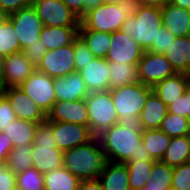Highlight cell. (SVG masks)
I'll use <instances>...</instances> for the list:
<instances>
[{
	"instance_id": "1",
	"label": "cell",
	"mask_w": 190,
	"mask_h": 190,
	"mask_svg": "<svg viewBox=\"0 0 190 190\" xmlns=\"http://www.w3.org/2000/svg\"><path fill=\"white\" fill-rule=\"evenodd\" d=\"M106 160L124 163L129 157H136L142 141V129L138 125L117 122L97 136Z\"/></svg>"
},
{
	"instance_id": "2",
	"label": "cell",
	"mask_w": 190,
	"mask_h": 190,
	"mask_svg": "<svg viewBox=\"0 0 190 190\" xmlns=\"http://www.w3.org/2000/svg\"><path fill=\"white\" fill-rule=\"evenodd\" d=\"M106 162L97 137H93L85 144L63 151V166L80 181L98 179Z\"/></svg>"
},
{
	"instance_id": "3",
	"label": "cell",
	"mask_w": 190,
	"mask_h": 190,
	"mask_svg": "<svg viewBox=\"0 0 190 190\" xmlns=\"http://www.w3.org/2000/svg\"><path fill=\"white\" fill-rule=\"evenodd\" d=\"M163 26L161 8L133 5L131 15L121 31L137 42L144 51L156 45V36Z\"/></svg>"
},
{
	"instance_id": "4",
	"label": "cell",
	"mask_w": 190,
	"mask_h": 190,
	"mask_svg": "<svg viewBox=\"0 0 190 190\" xmlns=\"http://www.w3.org/2000/svg\"><path fill=\"white\" fill-rule=\"evenodd\" d=\"M109 91L119 122L126 125H138L139 115L152 87L136 82Z\"/></svg>"
},
{
	"instance_id": "5",
	"label": "cell",
	"mask_w": 190,
	"mask_h": 190,
	"mask_svg": "<svg viewBox=\"0 0 190 190\" xmlns=\"http://www.w3.org/2000/svg\"><path fill=\"white\" fill-rule=\"evenodd\" d=\"M52 124H37L32 150V167L44 174L63 166V151L53 138Z\"/></svg>"
},
{
	"instance_id": "6",
	"label": "cell",
	"mask_w": 190,
	"mask_h": 190,
	"mask_svg": "<svg viewBox=\"0 0 190 190\" xmlns=\"http://www.w3.org/2000/svg\"><path fill=\"white\" fill-rule=\"evenodd\" d=\"M133 5V2L116 5L100 4L80 18L79 29L108 33L120 31L126 19L131 15Z\"/></svg>"
},
{
	"instance_id": "7",
	"label": "cell",
	"mask_w": 190,
	"mask_h": 190,
	"mask_svg": "<svg viewBox=\"0 0 190 190\" xmlns=\"http://www.w3.org/2000/svg\"><path fill=\"white\" fill-rule=\"evenodd\" d=\"M85 101L88 127L94 137L119 122L109 90L90 92Z\"/></svg>"
},
{
	"instance_id": "8",
	"label": "cell",
	"mask_w": 190,
	"mask_h": 190,
	"mask_svg": "<svg viewBox=\"0 0 190 190\" xmlns=\"http://www.w3.org/2000/svg\"><path fill=\"white\" fill-rule=\"evenodd\" d=\"M31 5L43 26L79 27L80 19L61 0H33Z\"/></svg>"
},
{
	"instance_id": "9",
	"label": "cell",
	"mask_w": 190,
	"mask_h": 190,
	"mask_svg": "<svg viewBox=\"0 0 190 190\" xmlns=\"http://www.w3.org/2000/svg\"><path fill=\"white\" fill-rule=\"evenodd\" d=\"M7 19L13 24L22 51L38 42L43 24L32 5L8 15Z\"/></svg>"
},
{
	"instance_id": "10",
	"label": "cell",
	"mask_w": 190,
	"mask_h": 190,
	"mask_svg": "<svg viewBox=\"0 0 190 190\" xmlns=\"http://www.w3.org/2000/svg\"><path fill=\"white\" fill-rule=\"evenodd\" d=\"M19 88L41 107L46 114L56 102L54 78L38 70H35Z\"/></svg>"
},
{
	"instance_id": "11",
	"label": "cell",
	"mask_w": 190,
	"mask_h": 190,
	"mask_svg": "<svg viewBox=\"0 0 190 190\" xmlns=\"http://www.w3.org/2000/svg\"><path fill=\"white\" fill-rule=\"evenodd\" d=\"M175 74L164 54L144 51L138 62V80L150 87Z\"/></svg>"
},
{
	"instance_id": "12",
	"label": "cell",
	"mask_w": 190,
	"mask_h": 190,
	"mask_svg": "<svg viewBox=\"0 0 190 190\" xmlns=\"http://www.w3.org/2000/svg\"><path fill=\"white\" fill-rule=\"evenodd\" d=\"M36 70L51 78L64 77L75 72L74 42L56 50H47Z\"/></svg>"
},
{
	"instance_id": "13",
	"label": "cell",
	"mask_w": 190,
	"mask_h": 190,
	"mask_svg": "<svg viewBox=\"0 0 190 190\" xmlns=\"http://www.w3.org/2000/svg\"><path fill=\"white\" fill-rule=\"evenodd\" d=\"M143 53L140 45L120 30L112 33L106 60L109 63L138 65Z\"/></svg>"
},
{
	"instance_id": "14",
	"label": "cell",
	"mask_w": 190,
	"mask_h": 190,
	"mask_svg": "<svg viewBox=\"0 0 190 190\" xmlns=\"http://www.w3.org/2000/svg\"><path fill=\"white\" fill-rule=\"evenodd\" d=\"M49 122L52 124L53 138L57 143V147L62 151L85 144L94 137L88 125L61 121Z\"/></svg>"
},
{
	"instance_id": "15",
	"label": "cell",
	"mask_w": 190,
	"mask_h": 190,
	"mask_svg": "<svg viewBox=\"0 0 190 190\" xmlns=\"http://www.w3.org/2000/svg\"><path fill=\"white\" fill-rule=\"evenodd\" d=\"M3 95L8 99L17 119L35 123L47 120V114L19 87L3 89Z\"/></svg>"
},
{
	"instance_id": "16",
	"label": "cell",
	"mask_w": 190,
	"mask_h": 190,
	"mask_svg": "<svg viewBox=\"0 0 190 190\" xmlns=\"http://www.w3.org/2000/svg\"><path fill=\"white\" fill-rule=\"evenodd\" d=\"M35 70L22 51L6 56L3 89L19 87Z\"/></svg>"
},
{
	"instance_id": "17",
	"label": "cell",
	"mask_w": 190,
	"mask_h": 190,
	"mask_svg": "<svg viewBox=\"0 0 190 190\" xmlns=\"http://www.w3.org/2000/svg\"><path fill=\"white\" fill-rule=\"evenodd\" d=\"M47 121L88 125V111L85 99L56 101L51 110L47 113Z\"/></svg>"
},
{
	"instance_id": "18",
	"label": "cell",
	"mask_w": 190,
	"mask_h": 190,
	"mask_svg": "<svg viewBox=\"0 0 190 190\" xmlns=\"http://www.w3.org/2000/svg\"><path fill=\"white\" fill-rule=\"evenodd\" d=\"M56 101H74L85 99L90 93L79 72L54 78Z\"/></svg>"
},
{
	"instance_id": "19",
	"label": "cell",
	"mask_w": 190,
	"mask_h": 190,
	"mask_svg": "<svg viewBox=\"0 0 190 190\" xmlns=\"http://www.w3.org/2000/svg\"><path fill=\"white\" fill-rule=\"evenodd\" d=\"M110 65L106 58H95L79 71L89 92L109 90Z\"/></svg>"
},
{
	"instance_id": "20",
	"label": "cell",
	"mask_w": 190,
	"mask_h": 190,
	"mask_svg": "<svg viewBox=\"0 0 190 190\" xmlns=\"http://www.w3.org/2000/svg\"><path fill=\"white\" fill-rule=\"evenodd\" d=\"M161 14L163 26L176 37L190 36V10L166 3Z\"/></svg>"
},
{
	"instance_id": "21",
	"label": "cell",
	"mask_w": 190,
	"mask_h": 190,
	"mask_svg": "<svg viewBox=\"0 0 190 190\" xmlns=\"http://www.w3.org/2000/svg\"><path fill=\"white\" fill-rule=\"evenodd\" d=\"M167 112V105L154 91H151L146 99L144 108L139 115L138 126L142 130L159 129Z\"/></svg>"
},
{
	"instance_id": "22",
	"label": "cell",
	"mask_w": 190,
	"mask_h": 190,
	"mask_svg": "<svg viewBox=\"0 0 190 190\" xmlns=\"http://www.w3.org/2000/svg\"><path fill=\"white\" fill-rule=\"evenodd\" d=\"M190 84V75L176 73L175 75L161 80L152 87V91L167 105L174 103L181 97Z\"/></svg>"
},
{
	"instance_id": "23",
	"label": "cell",
	"mask_w": 190,
	"mask_h": 190,
	"mask_svg": "<svg viewBox=\"0 0 190 190\" xmlns=\"http://www.w3.org/2000/svg\"><path fill=\"white\" fill-rule=\"evenodd\" d=\"M164 56L176 73L190 75V36L176 37Z\"/></svg>"
},
{
	"instance_id": "24",
	"label": "cell",
	"mask_w": 190,
	"mask_h": 190,
	"mask_svg": "<svg viewBox=\"0 0 190 190\" xmlns=\"http://www.w3.org/2000/svg\"><path fill=\"white\" fill-rule=\"evenodd\" d=\"M98 179L103 190H130L129 174L124 163L107 161Z\"/></svg>"
},
{
	"instance_id": "25",
	"label": "cell",
	"mask_w": 190,
	"mask_h": 190,
	"mask_svg": "<svg viewBox=\"0 0 190 190\" xmlns=\"http://www.w3.org/2000/svg\"><path fill=\"white\" fill-rule=\"evenodd\" d=\"M79 27L43 26L39 40L47 50H56L74 42L78 36Z\"/></svg>"
},
{
	"instance_id": "26",
	"label": "cell",
	"mask_w": 190,
	"mask_h": 190,
	"mask_svg": "<svg viewBox=\"0 0 190 190\" xmlns=\"http://www.w3.org/2000/svg\"><path fill=\"white\" fill-rule=\"evenodd\" d=\"M170 139L171 137L160 129L142 130L141 142L144 145V149L148 151L149 156L155 161L162 160Z\"/></svg>"
},
{
	"instance_id": "27",
	"label": "cell",
	"mask_w": 190,
	"mask_h": 190,
	"mask_svg": "<svg viewBox=\"0 0 190 190\" xmlns=\"http://www.w3.org/2000/svg\"><path fill=\"white\" fill-rule=\"evenodd\" d=\"M45 190H78L80 180L66 167L44 173Z\"/></svg>"
},
{
	"instance_id": "28",
	"label": "cell",
	"mask_w": 190,
	"mask_h": 190,
	"mask_svg": "<svg viewBox=\"0 0 190 190\" xmlns=\"http://www.w3.org/2000/svg\"><path fill=\"white\" fill-rule=\"evenodd\" d=\"M161 161L173 168L189 162L190 144L187 136L171 138Z\"/></svg>"
},
{
	"instance_id": "29",
	"label": "cell",
	"mask_w": 190,
	"mask_h": 190,
	"mask_svg": "<svg viewBox=\"0 0 190 190\" xmlns=\"http://www.w3.org/2000/svg\"><path fill=\"white\" fill-rule=\"evenodd\" d=\"M38 123L16 119L4 131L9 136L13 147L31 144L34 142L36 126Z\"/></svg>"
},
{
	"instance_id": "30",
	"label": "cell",
	"mask_w": 190,
	"mask_h": 190,
	"mask_svg": "<svg viewBox=\"0 0 190 190\" xmlns=\"http://www.w3.org/2000/svg\"><path fill=\"white\" fill-rule=\"evenodd\" d=\"M78 35L85 41L90 52L96 58H106L112 39V33L79 29Z\"/></svg>"
},
{
	"instance_id": "31",
	"label": "cell",
	"mask_w": 190,
	"mask_h": 190,
	"mask_svg": "<svg viewBox=\"0 0 190 190\" xmlns=\"http://www.w3.org/2000/svg\"><path fill=\"white\" fill-rule=\"evenodd\" d=\"M109 65V90L139 82L138 65L122 64L117 62L109 63Z\"/></svg>"
},
{
	"instance_id": "32",
	"label": "cell",
	"mask_w": 190,
	"mask_h": 190,
	"mask_svg": "<svg viewBox=\"0 0 190 190\" xmlns=\"http://www.w3.org/2000/svg\"><path fill=\"white\" fill-rule=\"evenodd\" d=\"M153 163L154 161L137 160H126L124 162L129 174L130 190H141L145 187L151 176Z\"/></svg>"
},
{
	"instance_id": "33",
	"label": "cell",
	"mask_w": 190,
	"mask_h": 190,
	"mask_svg": "<svg viewBox=\"0 0 190 190\" xmlns=\"http://www.w3.org/2000/svg\"><path fill=\"white\" fill-rule=\"evenodd\" d=\"M32 150L33 143L13 147L4 163L5 167L15 174L32 167Z\"/></svg>"
},
{
	"instance_id": "34",
	"label": "cell",
	"mask_w": 190,
	"mask_h": 190,
	"mask_svg": "<svg viewBox=\"0 0 190 190\" xmlns=\"http://www.w3.org/2000/svg\"><path fill=\"white\" fill-rule=\"evenodd\" d=\"M173 167L161 160L154 161L149 181L145 184L148 190H171Z\"/></svg>"
},
{
	"instance_id": "35",
	"label": "cell",
	"mask_w": 190,
	"mask_h": 190,
	"mask_svg": "<svg viewBox=\"0 0 190 190\" xmlns=\"http://www.w3.org/2000/svg\"><path fill=\"white\" fill-rule=\"evenodd\" d=\"M159 129L171 138L187 136L190 130V121L186 117L167 112Z\"/></svg>"
},
{
	"instance_id": "36",
	"label": "cell",
	"mask_w": 190,
	"mask_h": 190,
	"mask_svg": "<svg viewBox=\"0 0 190 190\" xmlns=\"http://www.w3.org/2000/svg\"><path fill=\"white\" fill-rule=\"evenodd\" d=\"M22 51L13 24L7 19L0 24V54L8 56Z\"/></svg>"
},
{
	"instance_id": "37",
	"label": "cell",
	"mask_w": 190,
	"mask_h": 190,
	"mask_svg": "<svg viewBox=\"0 0 190 190\" xmlns=\"http://www.w3.org/2000/svg\"><path fill=\"white\" fill-rule=\"evenodd\" d=\"M16 190H45L43 174L33 167L16 174Z\"/></svg>"
},
{
	"instance_id": "38",
	"label": "cell",
	"mask_w": 190,
	"mask_h": 190,
	"mask_svg": "<svg viewBox=\"0 0 190 190\" xmlns=\"http://www.w3.org/2000/svg\"><path fill=\"white\" fill-rule=\"evenodd\" d=\"M74 54L76 72L84 69L87 63L92 62L96 58L79 35L74 39Z\"/></svg>"
},
{
	"instance_id": "39",
	"label": "cell",
	"mask_w": 190,
	"mask_h": 190,
	"mask_svg": "<svg viewBox=\"0 0 190 190\" xmlns=\"http://www.w3.org/2000/svg\"><path fill=\"white\" fill-rule=\"evenodd\" d=\"M171 190H190V161L173 168Z\"/></svg>"
},
{
	"instance_id": "40",
	"label": "cell",
	"mask_w": 190,
	"mask_h": 190,
	"mask_svg": "<svg viewBox=\"0 0 190 190\" xmlns=\"http://www.w3.org/2000/svg\"><path fill=\"white\" fill-rule=\"evenodd\" d=\"M169 113L186 117L190 121V84L183 95L167 107Z\"/></svg>"
},
{
	"instance_id": "41",
	"label": "cell",
	"mask_w": 190,
	"mask_h": 190,
	"mask_svg": "<svg viewBox=\"0 0 190 190\" xmlns=\"http://www.w3.org/2000/svg\"><path fill=\"white\" fill-rule=\"evenodd\" d=\"M175 38L176 36L171 31L162 26L156 36V45H152L149 51L164 54Z\"/></svg>"
},
{
	"instance_id": "42",
	"label": "cell",
	"mask_w": 190,
	"mask_h": 190,
	"mask_svg": "<svg viewBox=\"0 0 190 190\" xmlns=\"http://www.w3.org/2000/svg\"><path fill=\"white\" fill-rule=\"evenodd\" d=\"M16 119L17 117L10 102L4 95H2L0 97V132H4L10 125V122H13Z\"/></svg>"
},
{
	"instance_id": "43",
	"label": "cell",
	"mask_w": 190,
	"mask_h": 190,
	"mask_svg": "<svg viewBox=\"0 0 190 190\" xmlns=\"http://www.w3.org/2000/svg\"><path fill=\"white\" fill-rule=\"evenodd\" d=\"M22 52L32 62L35 68H37L40 64L41 58L47 52V49L38 39V42H35L34 44H31L30 46L26 47Z\"/></svg>"
},
{
	"instance_id": "44",
	"label": "cell",
	"mask_w": 190,
	"mask_h": 190,
	"mask_svg": "<svg viewBox=\"0 0 190 190\" xmlns=\"http://www.w3.org/2000/svg\"><path fill=\"white\" fill-rule=\"evenodd\" d=\"M31 5V0H0V9L8 16Z\"/></svg>"
},
{
	"instance_id": "45",
	"label": "cell",
	"mask_w": 190,
	"mask_h": 190,
	"mask_svg": "<svg viewBox=\"0 0 190 190\" xmlns=\"http://www.w3.org/2000/svg\"><path fill=\"white\" fill-rule=\"evenodd\" d=\"M0 190H16V174L5 166L0 170Z\"/></svg>"
},
{
	"instance_id": "46",
	"label": "cell",
	"mask_w": 190,
	"mask_h": 190,
	"mask_svg": "<svg viewBox=\"0 0 190 190\" xmlns=\"http://www.w3.org/2000/svg\"><path fill=\"white\" fill-rule=\"evenodd\" d=\"M79 19L87 12V0H61Z\"/></svg>"
},
{
	"instance_id": "47",
	"label": "cell",
	"mask_w": 190,
	"mask_h": 190,
	"mask_svg": "<svg viewBox=\"0 0 190 190\" xmlns=\"http://www.w3.org/2000/svg\"><path fill=\"white\" fill-rule=\"evenodd\" d=\"M13 145L9 136L0 132V161L5 163Z\"/></svg>"
},
{
	"instance_id": "48",
	"label": "cell",
	"mask_w": 190,
	"mask_h": 190,
	"mask_svg": "<svg viewBox=\"0 0 190 190\" xmlns=\"http://www.w3.org/2000/svg\"><path fill=\"white\" fill-rule=\"evenodd\" d=\"M78 190H103L99 179L81 181Z\"/></svg>"
},
{
	"instance_id": "49",
	"label": "cell",
	"mask_w": 190,
	"mask_h": 190,
	"mask_svg": "<svg viewBox=\"0 0 190 190\" xmlns=\"http://www.w3.org/2000/svg\"><path fill=\"white\" fill-rule=\"evenodd\" d=\"M134 5L162 8L168 0H132Z\"/></svg>"
},
{
	"instance_id": "50",
	"label": "cell",
	"mask_w": 190,
	"mask_h": 190,
	"mask_svg": "<svg viewBox=\"0 0 190 190\" xmlns=\"http://www.w3.org/2000/svg\"><path fill=\"white\" fill-rule=\"evenodd\" d=\"M127 160H137V161H155L150 156L144 145L141 142L138 146V151L136 152V157H129Z\"/></svg>"
},
{
	"instance_id": "51",
	"label": "cell",
	"mask_w": 190,
	"mask_h": 190,
	"mask_svg": "<svg viewBox=\"0 0 190 190\" xmlns=\"http://www.w3.org/2000/svg\"><path fill=\"white\" fill-rule=\"evenodd\" d=\"M167 3L179 6L183 9L190 10V0H168Z\"/></svg>"
},
{
	"instance_id": "52",
	"label": "cell",
	"mask_w": 190,
	"mask_h": 190,
	"mask_svg": "<svg viewBox=\"0 0 190 190\" xmlns=\"http://www.w3.org/2000/svg\"><path fill=\"white\" fill-rule=\"evenodd\" d=\"M5 58L6 56L0 54V88L1 89H3V83H4Z\"/></svg>"
},
{
	"instance_id": "53",
	"label": "cell",
	"mask_w": 190,
	"mask_h": 190,
	"mask_svg": "<svg viewBox=\"0 0 190 190\" xmlns=\"http://www.w3.org/2000/svg\"><path fill=\"white\" fill-rule=\"evenodd\" d=\"M102 4L116 5L132 2V0H101Z\"/></svg>"
},
{
	"instance_id": "54",
	"label": "cell",
	"mask_w": 190,
	"mask_h": 190,
	"mask_svg": "<svg viewBox=\"0 0 190 190\" xmlns=\"http://www.w3.org/2000/svg\"><path fill=\"white\" fill-rule=\"evenodd\" d=\"M102 4L101 0H87V11Z\"/></svg>"
},
{
	"instance_id": "55",
	"label": "cell",
	"mask_w": 190,
	"mask_h": 190,
	"mask_svg": "<svg viewBox=\"0 0 190 190\" xmlns=\"http://www.w3.org/2000/svg\"><path fill=\"white\" fill-rule=\"evenodd\" d=\"M7 15L0 9V24L7 20Z\"/></svg>"
},
{
	"instance_id": "56",
	"label": "cell",
	"mask_w": 190,
	"mask_h": 190,
	"mask_svg": "<svg viewBox=\"0 0 190 190\" xmlns=\"http://www.w3.org/2000/svg\"><path fill=\"white\" fill-rule=\"evenodd\" d=\"M187 138H188L189 144H190V130L188 131Z\"/></svg>"
},
{
	"instance_id": "57",
	"label": "cell",
	"mask_w": 190,
	"mask_h": 190,
	"mask_svg": "<svg viewBox=\"0 0 190 190\" xmlns=\"http://www.w3.org/2000/svg\"><path fill=\"white\" fill-rule=\"evenodd\" d=\"M4 163L0 161V170L4 167Z\"/></svg>"
},
{
	"instance_id": "58",
	"label": "cell",
	"mask_w": 190,
	"mask_h": 190,
	"mask_svg": "<svg viewBox=\"0 0 190 190\" xmlns=\"http://www.w3.org/2000/svg\"><path fill=\"white\" fill-rule=\"evenodd\" d=\"M3 95V89L0 88V97Z\"/></svg>"
}]
</instances>
